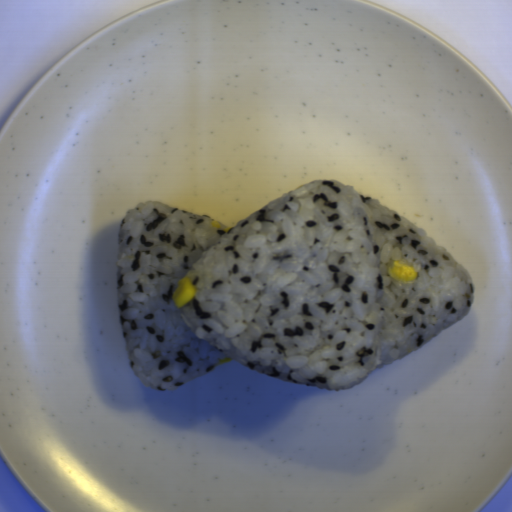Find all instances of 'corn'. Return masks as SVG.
<instances>
[{
  "instance_id": "obj_4",
  "label": "corn",
  "mask_w": 512,
  "mask_h": 512,
  "mask_svg": "<svg viewBox=\"0 0 512 512\" xmlns=\"http://www.w3.org/2000/svg\"><path fill=\"white\" fill-rule=\"evenodd\" d=\"M214 227H218L219 228V225H218V222H216L215 220L212 222V224Z\"/></svg>"
},
{
  "instance_id": "obj_1",
  "label": "corn",
  "mask_w": 512,
  "mask_h": 512,
  "mask_svg": "<svg viewBox=\"0 0 512 512\" xmlns=\"http://www.w3.org/2000/svg\"><path fill=\"white\" fill-rule=\"evenodd\" d=\"M195 295V286L188 277L182 276L177 280V288L175 289L172 297L177 306L190 303Z\"/></svg>"
},
{
  "instance_id": "obj_2",
  "label": "corn",
  "mask_w": 512,
  "mask_h": 512,
  "mask_svg": "<svg viewBox=\"0 0 512 512\" xmlns=\"http://www.w3.org/2000/svg\"><path fill=\"white\" fill-rule=\"evenodd\" d=\"M389 277L397 281L417 280L418 273L414 267L406 263L393 261L388 265Z\"/></svg>"
},
{
  "instance_id": "obj_3",
  "label": "corn",
  "mask_w": 512,
  "mask_h": 512,
  "mask_svg": "<svg viewBox=\"0 0 512 512\" xmlns=\"http://www.w3.org/2000/svg\"><path fill=\"white\" fill-rule=\"evenodd\" d=\"M233 358H226V359H222L218 362V364L216 366H219V365H222L224 363H227V362H230Z\"/></svg>"
},
{
  "instance_id": "obj_5",
  "label": "corn",
  "mask_w": 512,
  "mask_h": 512,
  "mask_svg": "<svg viewBox=\"0 0 512 512\" xmlns=\"http://www.w3.org/2000/svg\"><path fill=\"white\" fill-rule=\"evenodd\" d=\"M231 229H233V228H230V227H229V228L224 229V230H225V232H226V231H230Z\"/></svg>"
}]
</instances>
